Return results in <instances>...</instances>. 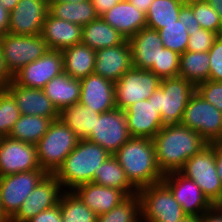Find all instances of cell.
<instances>
[{"label": "cell", "mask_w": 222, "mask_h": 222, "mask_svg": "<svg viewBox=\"0 0 222 222\" xmlns=\"http://www.w3.org/2000/svg\"><path fill=\"white\" fill-rule=\"evenodd\" d=\"M137 194L140 199L141 222H177L187 216L163 182L141 188Z\"/></svg>", "instance_id": "8992f818"}, {"label": "cell", "mask_w": 222, "mask_h": 222, "mask_svg": "<svg viewBox=\"0 0 222 222\" xmlns=\"http://www.w3.org/2000/svg\"><path fill=\"white\" fill-rule=\"evenodd\" d=\"M179 20L183 21L184 26L188 29V31H194L195 29H200L201 26L196 20L193 9L185 3L180 10Z\"/></svg>", "instance_id": "f6af8a7d"}, {"label": "cell", "mask_w": 222, "mask_h": 222, "mask_svg": "<svg viewBox=\"0 0 222 222\" xmlns=\"http://www.w3.org/2000/svg\"><path fill=\"white\" fill-rule=\"evenodd\" d=\"M73 192L97 216L109 212L128 197L120 189L100 186L92 182L76 187Z\"/></svg>", "instance_id": "d4e9b609"}, {"label": "cell", "mask_w": 222, "mask_h": 222, "mask_svg": "<svg viewBox=\"0 0 222 222\" xmlns=\"http://www.w3.org/2000/svg\"><path fill=\"white\" fill-rule=\"evenodd\" d=\"M9 16L10 12H8L0 2V37L8 33Z\"/></svg>", "instance_id": "f907efd6"}, {"label": "cell", "mask_w": 222, "mask_h": 222, "mask_svg": "<svg viewBox=\"0 0 222 222\" xmlns=\"http://www.w3.org/2000/svg\"><path fill=\"white\" fill-rule=\"evenodd\" d=\"M96 222H141L138 194L128 196L109 212L98 215Z\"/></svg>", "instance_id": "d590c367"}, {"label": "cell", "mask_w": 222, "mask_h": 222, "mask_svg": "<svg viewBox=\"0 0 222 222\" xmlns=\"http://www.w3.org/2000/svg\"><path fill=\"white\" fill-rule=\"evenodd\" d=\"M28 222H63L60 210V203L40 212Z\"/></svg>", "instance_id": "ee69618b"}, {"label": "cell", "mask_w": 222, "mask_h": 222, "mask_svg": "<svg viewBox=\"0 0 222 222\" xmlns=\"http://www.w3.org/2000/svg\"><path fill=\"white\" fill-rule=\"evenodd\" d=\"M180 54L167 48L159 52L158 66H152L150 69L161 79L178 76Z\"/></svg>", "instance_id": "ab89813d"}, {"label": "cell", "mask_w": 222, "mask_h": 222, "mask_svg": "<svg viewBox=\"0 0 222 222\" xmlns=\"http://www.w3.org/2000/svg\"><path fill=\"white\" fill-rule=\"evenodd\" d=\"M185 3L186 0H153L146 13V27L158 31L176 22Z\"/></svg>", "instance_id": "836d02e7"}, {"label": "cell", "mask_w": 222, "mask_h": 222, "mask_svg": "<svg viewBox=\"0 0 222 222\" xmlns=\"http://www.w3.org/2000/svg\"><path fill=\"white\" fill-rule=\"evenodd\" d=\"M181 124L195 130L208 143L222 140V112L197 91L187 103Z\"/></svg>", "instance_id": "ba28073f"}, {"label": "cell", "mask_w": 222, "mask_h": 222, "mask_svg": "<svg viewBox=\"0 0 222 222\" xmlns=\"http://www.w3.org/2000/svg\"><path fill=\"white\" fill-rule=\"evenodd\" d=\"M59 112L79 103L81 84L80 79L72 78L66 73L51 79L42 89Z\"/></svg>", "instance_id": "484cf974"}, {"label": "cell", "mask_w": 222, "mask_h": 222, "mask_svg": "<svg viewBox=\"0 0 222 222\" xmlns=\"http://www.w3.org/2000/svg\"><path fill=\"white\" fill-rule=\"evenodd\" d=\"M216 12L220 15L222 19V0H205Z\"/></svg>", "instance_id": "f5cc1de1"}, {"label": "cell", "mask_w": 222, "mask_h": 222, "mask_svg": "<svg viewBox=\"0 0 222 222\" xmlns=\"http://www.w3.org/2000/svg\"><path fill=\"white\" fill-rule=\"evenodd\" d=\"M208 53L210 59L209 80L222 81V35L214 40Z\"/></svg>", "instance_id": "7bdbcfd3"}, {"label": "cell", "mask_w": 222, "mask_h": 222, "mask_svg": "<svg viewBox=\"0 0 222 222\" xmlns=\"http://www.w3.org/2000/svg\"><path fill=\"white\" fill-rule=\"evenodd\" d=\"M196 91L222 112V81H204L196 86Z\"/></svg>", "instance_id": "b9f144b4"}, {"label": "cell", "mask_w": 222, "mask_h": 222, "mask_svg": "<svg viewBox=\"0 0 222 222\" xmlns=\"http://www.w3.org/2000/svg\"><path fill=\"white\" fill-rule=\"evenodd\" d=\"M47 173L40 167L0 177V200L5 214L11 219L23 202Z\"/></svg>", "instance_id": "8fae6325"}, {"label": "cell", "mask_w": 222, "mask_h": 222, "mask_svg": "<svg viewBox=\"0 0 222 222\" xmlns=\"http://www.w3.org/2000/svg\"><path fill=\"white\" fill-rule=\"evenodd\" d=\"M126 38L115 28L106 23L101 16L82 27V44L91 49L99 50L118 46Z\"/></svg>", "instance_id": "83f0119b"}, {"label": "cell", "mask_w": 222, "mask_h": 222, "mask_svg": "<svg viewBox=\"0 0 222 222\" xmlns=\"http://www.w3.org/2000/svg\"><path fill=\"white\" fill-rule=\"evenodd\" d=\"M162 182L170 189L187 216H201L213 206L197 184L179 171L164 174Z\"/></svg>", "instance_id": "9a60e30c"}, {"label": "cell", "mask_w": 222, "mask_h": 222, "mask_svg": "<svg viewBox=\"0 0 222 222\" xmlns=\"http://www.w3.org/2000/svg\"><path fill=\"white\" fill-rule=\"evenodd\" d=\"M63 222H96L97 215L73 191H63L59 199Z\"/></svg>", "instance_id": "e575fe53"}, {"label": "cell", "mask_w": 222, "mask_h": 222, "mask_svg": "<svg viewBox=\"0 0 222 222\" xmlns=\"http://www.w3.org/2000/svg\"><path fill=\"white\" fill-rule=\"evenodd\" d=\"M196 86L182 76L163 78L160 87L150 96L164 125L180 124L184 110Z\"/></svg>", "instance_id": "5b68a950"}, {"label": "cell", "mask_w": 222, "mask_h": 222, "mask_svg": "<svg viewBox=\"0 0 222 222\" xmlns=\"http://www.w3.org/2000/svg\"><path fill=\"white\" fill-rule=\"evenodd\" d=\"M52 120L36 115H21L13 125L9 137L36 145L47 133Z\"/></svg>", "instance_id": "1f68e13d"}, {"label": "cell", "mask_w": 222, "mask_h": 222, "mask_svg": "<svg viewBox=\"0 0 222 222\" xmlns=\"http://www.w3.org/2000/svg\"><path fill=\"white\" fill-rule=\"evenodd\" d=\"M15 99L21 115H36L59 119V111L42 89L21 86L12 81L5 88Z\"/></svg>", "instance_id": "44dd1931"}, {"label": "cell", "mask_w": 222, "mask_h": 222, "mask_svg": "<svg viewBox=\"0 0 222 222\" xmlns=\"http://www.w3.org/2000/svg\"><path fill=\"white\" fill-rule=\"evenodd\" d=\"M39 167L36 145L0 137V177Z\"/></svg>", "instance_id": "5bb4252c"}, {"label": "cell", "mask_w": 222, "mask_h": 222, "mask_svg": "<svg viewBox=\"0 0 222 222\" xmlns=\"http://www.w3.org/2000/svg\"><path fill=\"white\" fill-rule=\"evenodd\" d=\"M63 191L56 177L53 174H47L23 202L10 222H28L40 212L57 205Z\"/></svg>", "instance_id": "2e32d148"}, {"label": "cell", "mask_w": 222, "mask_h": 222, "mask_svg": "<svg viewBox=\"0 0 222 222\" xmlns=\"http://www.w3.org/2000/svg\"><path fill=\"white\" fill-rule=\"evenodd\" d=\"M41 37L49 49L62 51L82 41V26L58 19L49 12L42 25Z\"/></svg>", "instance_id": "603a6c76"}, {"label": "cell", "mask_w": 222, "mask_h": 222, "mask_svg": "<svg viewBox=\"0 0 222 222\" xmlns=\"http://www.w3.org/2000/svg\"><path fill=\"white\" fill-rule=\"evenodd\" d=\"M92 183L100 186L113 187L122 190L127 196L137 194V190L128 181L125 171L117 159L111 155L95 171Z\"/></svg>", "instance_id": "4dcf8cb0"}, {"label": "cell", "mask_w": 222, "mask_h": 222, "mask_svg": "<svg viewBox=\"0 0 222 222\" xmlns=\"http://www.w3.org/2000/svg\"><path fill=\"white\" fill-rule=\"evenodd\" d=\"M0 2L8 12H11L18 4L19 0H0Z\"/></svg>", "instance_id": "db71d44e"}, {"label": "cell", "mask_w": 222, "mask_h": 222, "mask_svg": "<svg viewBox=\"0 0 222 222\" xmlns=\"http://www.w3.org/2000/svg\"><path fill=\"white\" fill-rule=\"evenodd\" d=\"M0 47L6 66L12 75L30 62L39 59L49 49L40 34L6 33L0 37Z\"/></svg>", "instance_id": "30bf717a"}, {"label": "cell", "mask_w": 222, "mask_h": 222, "mask_svg": "<svg viewBox=\"0 0 222 222\" xmlns=\"http://www.w3.org/2000/svg\"><path fill=\"white\" fill-rule=\"evenodd\" d=\"M161 80L150 70L132 67L114 83L116 108L124 111L139 100L149 99L160 87Z\"/></svg>", "instance_id": "9c48e42d"}, {"label": "cell", "mask_w": 222, "mask_h": 222, "mask_svg": "<svg viewBox=\"0 0 222 222\" xmlns=\"http://www.w3.org/2000/svg\"><path fill=\"white\" fill-rule=\"evenodd\" d=\"M20 117L21 112L13 96L6 89H0V137L9 136Z\"/></svg>", "instance_id": "f35d334b"}, {"label": "cell", "mask_w": 222, "mask_h": 222, "mask_svg": "<svg viewBox=\"0 0 222 222\" xmlns=\"http://www.w3.org/2000/svg\"><path fill=\"white\" fill-rule=\"evenodd\" d=\"M201 28L222 35V19L205 0H186Z\"/></svg>", "instance_id": "74e56055"}, {"label": "cell", "mask_w": 222, "mask_h": 222, "mask_svg": "<svg viewBox=\"0 0 222 222\" xmlns=\"http://www.w3.org/2000/svg\"><path fill=\"white\" fill-rule=\"evenodd\" d=\"M133 67L150 70L158 66L159 52L164 48L157 30L144 27L129 39Z\"/></svg>", "instance_id": "7402d4cb"}, {"label": "cell", "mask_w": 222, "mask_h": 222, "mask_svg": "<svg viewBox=\"0 0 222 222\" xmlns=\"http://www.w3.org/2000/svg\"><path fill=\"white\" fill-rule=\"evenodd\" d=\"M184 25L183 21L178 19L176 22L164 25L163 28L158 30L164 48L175 51L180 55L186 51L190 35Z\"/></svg>", "instance_id": "8d00e7d4"}, {"label": "cell", "mask_w": 222, "mask_h": 222, "mask_svg": "<svg viewBox=\"0 0 222 222\" xmlns=\"http://www.w3.org/2000/svg\"><path fill=\"white\" fill-rule=\"evenodd\" d=\"M177 222H201V216H186L184 219Z\"/></svg>", "instance_id": "11a10c76"}, {"label": "cell", "mask_w": 222, "mask_h": 222, "mask_svg": "<svg viewBox=\"0 0 222 222\" xmlns=\"http://www.w3.org/2000/svg\"><path fill=\"white\" fill-rule=\"evenodd\" d=\"M100 113L76 103L59 113L62 120L80 139H86L93 131Z\"/></svg>", "instance_id": "f546056e"}, {"label": "cell", "mask_w": 222, "mask_h": 222, "mask_svg": "<svg viewBox=\"0 0 222 222\" xmlns=\"http://www.w3.org/2000/svg\"><path fill=\"white\" fill-rule=\"evenodd\" d=\"M201 222H222V209L213 205L201 215Z\"/></svg>", "instance_id": "7dc6e473"}, {"label": "cell", "mask_w": 222, "mask_h": 222, "mask_svg": "<svg viewBox=\"0 0 222 222\" xmlns=\"http://www.w3.org/2000/svg\"><path fill=\"white\" fill-rule=\"evenodd\" d=\"M91 1L95 7L96 13L99 16H101L106 11L111 9L114 5H116L119 1L122 0H91Z\"/></svg>", "instance_id": "c3c4849f"}, {"label": "cell", "mask_w": 222, "mask_h": 222, "mask_svg": "<svg viewBox=\"0 0 222 222\" xmlns=\"http://www.w3.org/2000/svg\"><path fill=\"white\" fill-rule=\"evenodd\" d=\"M131 138L124 111L115 108L100 113L91 134L86 138L114 155Z\"/></svg>", "instance_id": "7c38bea8"}, {"label": "cell", "mask_w": 222, "mask_h": 222, "mask_svg": "<svg viewBox=\"0 0 222 222\" xmlns=\"http://www.w3.org/2000/svg\"><path fill=\"white\" fill-rule=\"evenodd\" d=\"M124 114L131 137L153 139L164 126L152 99L137 101Z\"/></svg>", "instance_id": "ac0fdd59"}, {"label": "cell", "mask_w": 222, "mask_h": 222, "mask_svg": "<svg viewBox=\"0 0 222 222\" xmlns=\"http://www.w3.org/2000/svg\"><path fill=\"white\" fill-rule=\"evenodd\" d=\"M101 18L126 39L146 27V14L133 6L128 0L119 1L102 14Z\"/></svg>", "instance_id": "cb8c5ba5"}, {"label": "cell", "mask_w": 222, "mask_h": 222, "mask_svg": "<svg viewBox=\"0 0 222 222\" xmlns=\"http://www.w3.org/2000/svg\"><path fill=\"white\" fill-rule=\"evenodd\" d=\"M0 222H10V218L5 214L0 200Z\"/></svg>", "instance_id": "9f6ffc18"}, {"label": "cell", "mask_w": 222, "mask_h": 222, "mask_svg": "<svg viewBox=\"0 0 222 222\" xmlns=\"http://www.w3.org/2000/svg\"><path fill=\"white\" fill-rule=\"evenodd\" d=\"M210 59L208 52L185 51L180 55L179 76L197 86L209 80Z\"/></svg>", "instance_id": "d6a6232c"}, {"label": "cell", "mask_w": 222, "mask_h": 222, "mask_svg": "<svg viewBox=\"0 0 222 222\" xmlns=\"http://www.w3.org/2000/svg\"><path fill=\"white\" fill-rule=\"evenodd\" d=\"M128 1L137 9L143 11L145 14L147 13L149 6L153 2V0H128Z\"/></svg>", "instance_id": "816d5d0a"}, {"label": "cell", "mask_w": 222, "mask_h": 222, "mask_svg": "<svg viewBox=\"0 0 222 222\" xmlns=\"http://www.w3.org/2000/svg\"><path fill=\"white\" fill-rule=\"evenodd\" d=\"M81 93L79 103L97 113H104L116 108L115 85L95 73L80 79Z\"/></svg>", "instance_id": "ffe728a7"}, {"label": "cell", "mask_w": 222, "mask_h": 222, "mask_svg": "<svg viewBox=\"0 0 222 222\" xmlns=\"http://www.w3.org/2000/svg\"><path fill=\"white\" fill-rule=\"evenodd\" d=\"M152 141L163 174L179 171L189 158L209 144L195 130L181 123L164 125Z\"/></svg>", "instance_id": "6da1fadb"}, {"label": "cell", "mask_w": 222, "mask_h": 222, "mask_svg": "<svg viewBox=\"0 0 222 222\" xmlns=\"http://www.w3.org/2000/svg\"><path fill=\"white\" fill-rule=\"evenodd\" d=\"M48 12L58 19L66 20L82 27L99 17L91 0L78 3L49 2Z\"/></svg>", "instance_id": "f1b7e54d"}, {"label": "cell", "mask_w": 222, "mask_h": 222, "mask_svg": "<svg viewBox=\"0 0 222 222\" xmlns=\"http://www.w3.org/2000/svg\"><path fill=\"white\" fill-rule=\"evenodd\" d=\"M189 41L186 51L190 52H208L218 35L210 30L203 28L188 31Z\"/></svg>", "instance_id": "60d3db41"}, {"label": "cell", "mask_w": 222, "mask_h": 222, "mask_svg": "<svg viewBox=\"0 0 222 222\" xmlns=\"http://www.w3.org/2000/svg\"><path fill=\"white\" fill-rule=\"evenodd\" d=\"M49 10V0H19L10 12L8 33L38 35Z\"/></svg>", "instance_id": "e0dca14e"}, {"label": "cell", "mask_w": 222, "mask_h": 222, "mask_svg": "<svg viewBox=\"0 0 222 222\" xmlns=\"http://www.w3.org/2000/svg\"><path fill=\"white\" fill-rule=\"evenodd\" d=\"M216 206L222 209V198L220 199L219 203Z\"/></svg>", "instance_id": "680465c9"}, {"label": "cell", "mask_w": 222, "mask_h": 222, "mask_svg": "<svg viewBox=\"0 0 222 222\" xmlns=\"http://www.w3.org/2000/svg\"><path fill=\"white\" fill-rule=\"evenodd\" d=\"M63 54L64 73L72 78L82 79L94 73L95 50L79 43L61 51Z\"/></svg>", "instance_id": "4316f807"}, {"label": "cell", "mask_w": 222, "mask_h": 222, "mask_svg": "<svg viewBox=\"0 0 222 222\" xmlns=\"http://www.w3.org/2000/svg\"><path fill=\"white\" fill-rule=\"evenodd\" d=\"M63 72L62 52L48 49L39 59L16 72L13 75V81L21 86L43 89L51 79Z\"/></svg>", "instance_id": "4fadbf2b"}, {"label": "cell", "mask_w": 222, "mask_h": 222, "mask_svg": "<svg viewBox=\"0 0 222 222\" xmlns=\"http://www.w3.org/2000/svg\"><path fill=\"white\" fill-rule=\"evenodd\" d=\"M179 172L192 179L212 205L219 203L222 198V181L217 172L215 151L210 144L189 158Z\"/></svg>", "instance_id": "52a82bcc"}, {"label": "cell", "mask_w": 222, "mask_h": 222, "mask_svg": "<svg viewBox=\"0 0 222 222\" xmlns=\"http://www.w3.org/2000/svg\"><path fill=\"white\" fill-rule=\"evenodd\" d=\"M95 54L94 73L114 83L133 67L128 39L118 46L96 50Z\"/></svg>", "instance_id": "d6986e66"}, {"label": "cell", "mask_w": 222, "mask_h": 222, "mask_svg": "<svg viewBox=\"0 0 222 222\" xmlns=\"http://www.w3.org/2000/svg\"><path fill=\"white\" fill-rule=\"evenodd\" d=\"M82 1H85V0H49V2H75V3L82 2Z\"/></svg>", "instance_id": "6f0895ef"}, {"label": "cell", "mask_w": 222, "mask_h": 222, "mask_svg": "<svg viewBox=\"0 0 222 222\" xmlns=\"http://www.w3.org/2000/svg\"><path fill=\"white\" fill-rule=\"evenodd\" d=\"M113 156L137 191L162 182L164 174L158 167L152 139L131 137Z\"/></svg>", "instance_id": "7a4b0ae2"}, {"label": "cell", "mask_w": 222, "mask_h": 222, "mask_svg": "<svg viewBox=\"0 0 222 222\" xmlns=\"http://www.w3.org/2000/svg\"><path fill=\"white\" fill-rule=\"evenodd\" d=\"M111 154L99 144L80 139L74 150L65 158L53 174L63 190L73 191L76 187L90 183L95 171Z\"/></svg>", "instance_id": "3957f363"}, {"label": "cell", "mask_w": 222, "mask_h": 222, "mask_svg": "<svg viewBox=\"0 0 222 222\" xmlns=\"http://www.w3.org/2000/svg\"><path fill=\"white\" fill-rule=\"evenodd\" d=\"M79 141L80 138L60 118L53 120L36 144L40 168L47 174H54Z\"/></svg>", "instance_id": "277c9868"}, {"label": "cell", "mask_w": 222, "mask_h": 222, "mask_svg": "<svg viewBox=\"0 0 222 222\" xmlns=\"http://www.w3.org/2000/svg\"><path fill=\"white\" fill-rule=\"evenodd\" d=\"M215 151L218 176L222 181V140L209 143Z\"/></svg>", "instance_id": "681fc988"}, {"label": "cell", "mask_w": 222, "mask_h": 222, "mask_svg": "<svg viewBox=\"0 0 222 222\" xmlns=\"http://www.w3.org/2000/svg\"><path fill=\"white\" fill-rule=\"evenodd\" d=\"M13 81V75L8 70L0 47V89H5Z\"/></svg>", "instance_id": "bcb514c9"}]
</instances>
